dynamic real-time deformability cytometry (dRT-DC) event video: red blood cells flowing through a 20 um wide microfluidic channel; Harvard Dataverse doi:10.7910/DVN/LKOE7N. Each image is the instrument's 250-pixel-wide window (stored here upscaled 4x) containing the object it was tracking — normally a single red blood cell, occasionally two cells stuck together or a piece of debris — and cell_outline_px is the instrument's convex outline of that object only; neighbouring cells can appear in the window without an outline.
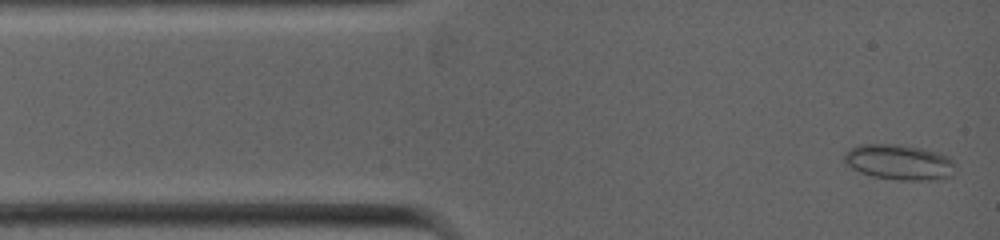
{"species": "common noctule bat (a hibernating species)", "species_latin": "Nyctalus noctula", "temperature_condition": "warm", "stored_images_in_passage": 34, "camera_frame_rate_fps": 5000, "um_per_image_px": 0.085, "animal": {"sex": "female", "body_mass_g": 19.0, "forearm_length_mm": 53.3}, "frame": {"image": 1, "passage_image": 1, "time_ms": 0.0, "image_size_px": [1000, 240], "cell_outline_px": [[956, 164], [952, 176], [932, 180], [896, 180], [872, 176], [860, 172], [852, 168], [844, 160], [844, 156], [848, 148], [860, 144], [896, 144], [924, 148], [940, 152], [948, 156]], "centroid_in_image_um": [76.46, 13.77], "position_along_channel_um": 8.5, "area_um2": 23.18}}
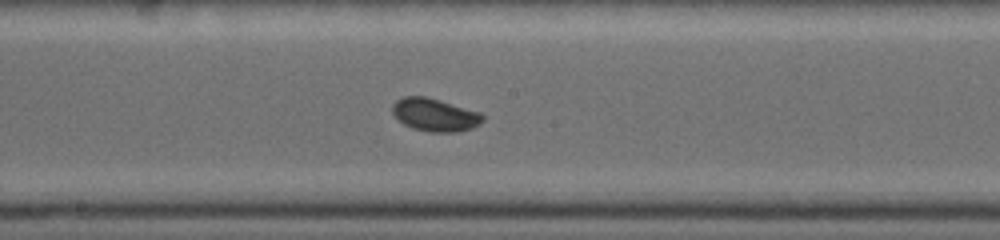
{"frame": {"image": 2, "passage_image": 15, "time_ms": 5.2, "image_size_px": [1000, 240], "cell_outline_px": [[484, 120], [480, 124], [472, 128], [456, 132], [428, 132], [412, 128], [404, 124], [392, 112], [392, 104], [396, 100], [404, 96], [424, 96], [440, 100], [480, 112], [484, 116]], "centroid_in_image_um": [36.97, 9.76], "position_along_channel_um": 211.2, "area_um2": 17.34}}
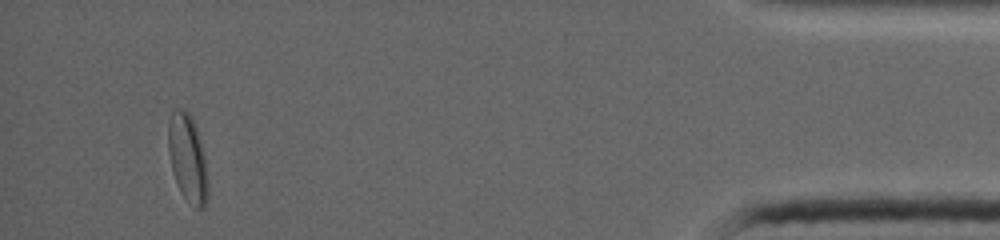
{"frame": {"image": 3, "passage_image": 30, "time_ms": 11.0, "image_size_px": [1000, 240], "cell_outline_px": [[208, 200], [200, 208], [196, 208], [180, 192], [172, 172], [168, 152], [168, 120], [172, 112], [176, 108], [180, 108], [188, 112], [192, 116], [200, 140], [204, 156], [208, 180]], "centroid_in_image_um": [15.93, 13.42], "position_along_channel_um": 419.3, "area_um2": 20.29}}